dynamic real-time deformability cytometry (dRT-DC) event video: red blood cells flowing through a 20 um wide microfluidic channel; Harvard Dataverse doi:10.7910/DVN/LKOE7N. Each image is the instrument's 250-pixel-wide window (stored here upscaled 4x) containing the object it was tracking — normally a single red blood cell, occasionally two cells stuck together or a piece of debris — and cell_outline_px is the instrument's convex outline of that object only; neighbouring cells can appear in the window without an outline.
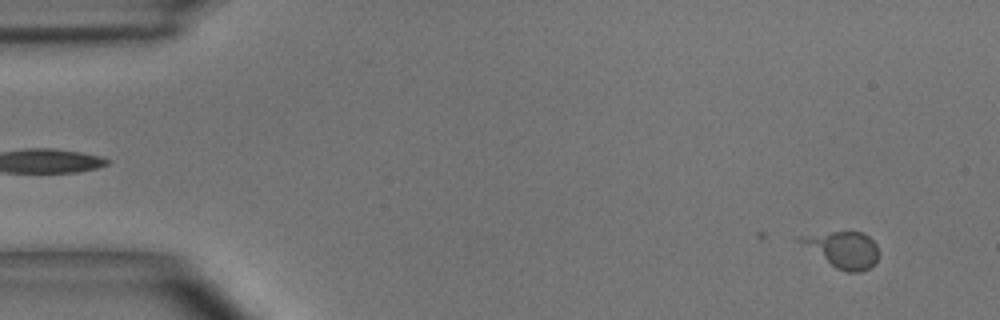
{"species": "common noctule bat (a hibernating species)", "species_latin": "Nyctalus noctula", "temperature_condition": "room temperature", "stored_images_in_passage": 52, "camera_frame_rate_fps": 3000, "um_per_image_px": 0.085, "animal": {"sex": "male", "body_mass_g": 15.6}, "frame": {"image": 1, "passage_image": 5, "time_ms": 1.333, "image_size_px": [1000, 320], "cell_outline_px": [[880, 256], [876, 264], [860, 272], [848, 272], [836, 268], [792, 240], [792, 236], [832, 232], [864, 232], [876, 244], [880, 252]], "centroid_in_image_um": [71.59, 21.2], "position_along_channel_um": 13.4, "area_um2": 17.17}}
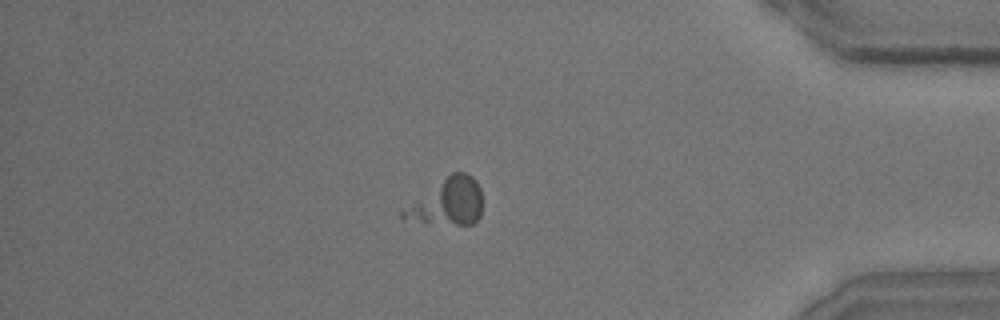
{"frame": {"image": 2, "passage_image": 45, "time_ms": 14.667, "image_size_px": [1000, 320], "cell_outline_px": [[480, 216], [472, 224], [428, 224], [400, 216], [400, 212], [452, 172], [464, 172], [472, 176], [476, 180], [480, 188]], "centroid_in_image_um": [38.07, 17.17], "position_along_channel_um": 397.1, "area_um2": 20.87}}
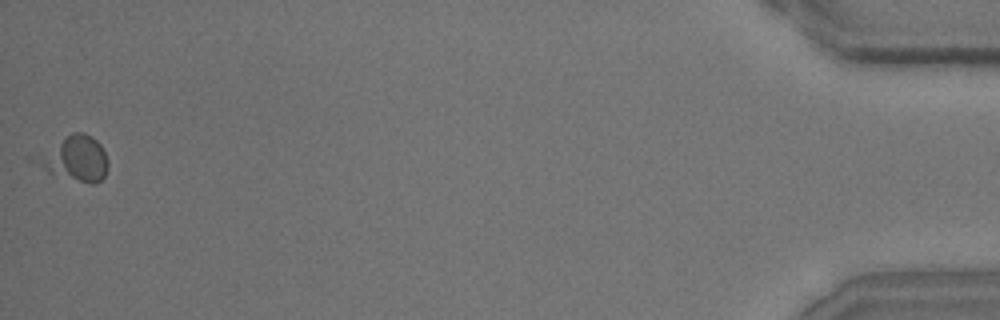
{"frame": {"image": 3, "passage_image": 52, "time_ms": 17.0, "image_size_px": [1000, 320], "cell_outline_px": [[108, 168], [104, 176], [96, 184], [88, 184], [48, 172], [28, 160], [24, 156], [72, 132], [84, 132], [92, 136], [100, 144], [108, 160]], "centroid_in_image_um": [6.2, 13.44], "position_along_channel_um": 429.0, "area_um2": 20.0}}